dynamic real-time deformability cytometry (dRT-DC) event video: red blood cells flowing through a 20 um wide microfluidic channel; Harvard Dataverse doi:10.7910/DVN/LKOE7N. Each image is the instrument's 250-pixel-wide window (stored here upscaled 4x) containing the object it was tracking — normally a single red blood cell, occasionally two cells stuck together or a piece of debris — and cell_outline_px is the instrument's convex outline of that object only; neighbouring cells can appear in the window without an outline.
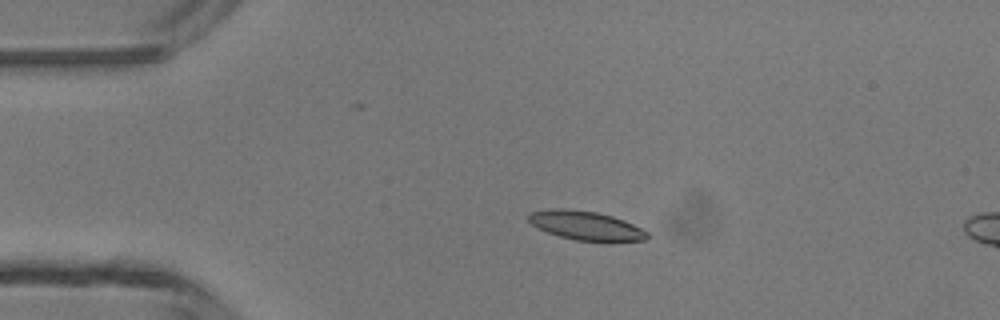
{"species": "common noctule bat (a hibernating species)", "species_latin": "Nyctalus noctula", "temperature_condition": "room temperature", "stored_images_in_passage": 3, "camera_frame_rate_fps": 3000, "um_per_image_px": 0.085, "animal": {"sex": "male", "body_mass_g": 13.3}, "frame": {"image": 1, "passage_image": 2, "time_ms": 2.0, "image_size_px": [1000, 320], "cell_outline_px": [[648, 236], [644, 240], [612, 244], [576, 240], [560, 236], [536, 228], [528, 220], [528, 216], [532, 212], [548, 208], [564, 208], [596, 212], [612, 216], [624, 220], [648, 232]], "centroid_in_image_um": [49.84, 19.21], "position_along_channel_um": 35.2, "area_um2": 20.58}}